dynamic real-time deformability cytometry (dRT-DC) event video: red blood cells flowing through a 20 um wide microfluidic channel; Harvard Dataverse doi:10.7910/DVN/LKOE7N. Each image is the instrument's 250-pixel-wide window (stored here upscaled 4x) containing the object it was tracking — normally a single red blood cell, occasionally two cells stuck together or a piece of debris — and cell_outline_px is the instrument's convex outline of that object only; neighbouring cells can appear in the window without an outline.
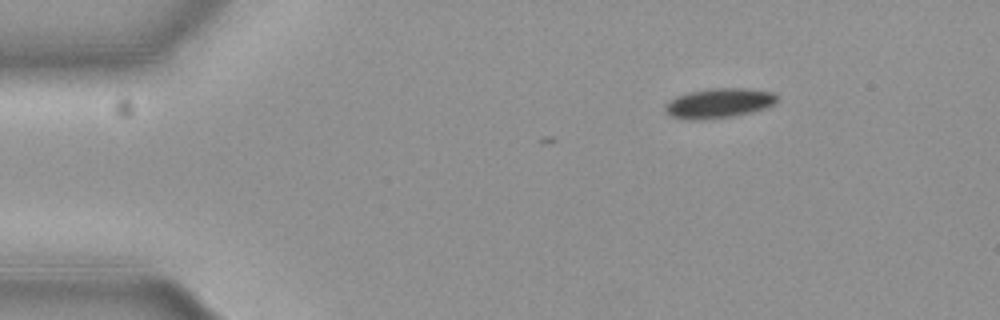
{"species": "common noctule bat (a hibernating species)", "species_latin": "Nyctalus noctula", "temperature_condition": "cold", "stored_images_in_passage": 5, "camera_frame_rate_fps": 3000, "um_per_image_px": 0.085, "animal": {"sex": "female", "body_mass_g": 19.3, "forearm_length_mm": 54.1}, "frame": {"image": 1, "passage_image": 1, "time_ms": 0.0, "image_size_px": [1000, 320], "cell_outline_px": [[776, 100], [772, 104], [764, 108], [752, 112], [732, 116], [704, 120], [688, 120], [668, 116], [664, 112], [664, 108], [676, 96], [688, 92], [708, 88], [748, 88], [772, 92], [776, 96]], "centroid_in_image_um": [61.05, 8.77], "position_along_channel_um": 24.0, "area_um2": 19.42}}